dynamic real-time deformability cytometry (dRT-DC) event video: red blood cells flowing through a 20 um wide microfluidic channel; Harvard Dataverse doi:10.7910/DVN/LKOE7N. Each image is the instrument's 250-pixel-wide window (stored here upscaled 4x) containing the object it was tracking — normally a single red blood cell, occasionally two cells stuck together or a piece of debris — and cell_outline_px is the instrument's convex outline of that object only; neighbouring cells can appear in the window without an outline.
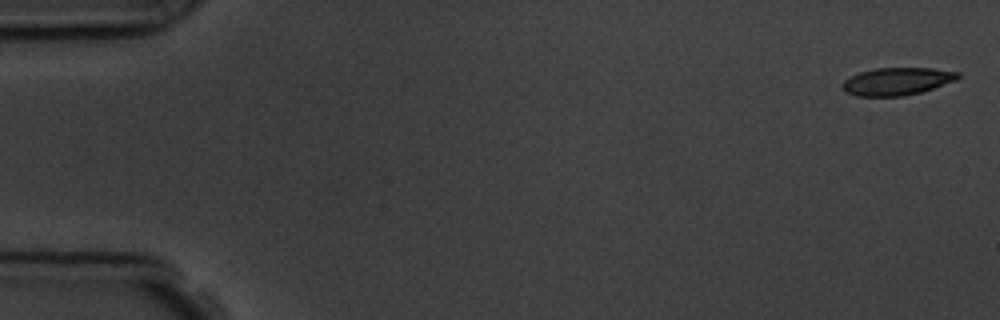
{"species": "common noctule bat (a hibernating species)", "species_latin": "Nyctalus noctula", "temperature_condition": "room temperature", "stored_images_in_passage": 5, "camera_frame_rate_fps": 3000, "um_per_image_px": 0.085, "animal": {"sex": "male", "body_mass_g": 19.5, "forearm_length_mm": 54.6}, "frame": {"image": 1, "passage_image": 1, "time_ms": 0.0, "image_size_px": [1000, 320], "cell_outline_px": [[960, 76], [956, 80], [920, 92], [904, 96], [856, 96], [844, 92], [840, 88], [840, 84], [844, 80], [860, 72], [876, 68], [932, 68], [960, 72]], "centroid_in_image_um": [76.2, 6.92], "position_along_channel_um": 8.8, "area_um2": 18.61}}
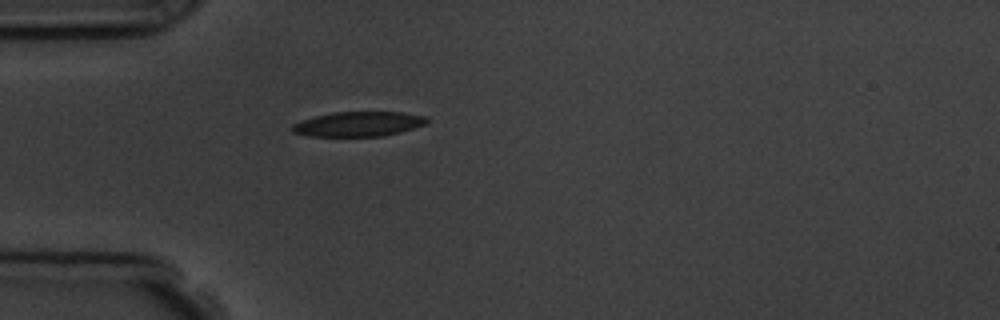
{"frame": {"image": 2, "passage_image": 5, "time_ms": 4.667, "image_size_px": [1000, 320], "cell_outline_px": [[428, 124], [400, 132], [384, 136], [308, 136], [292, 132], [292, 124], [316, 116], [336, 112], [400, 112], [424, 116], [428, 120]], "centroid_in_image_um": [30.49, 10.55], "position_along_channel_um": 54.5, "area_um2": 19.31}}